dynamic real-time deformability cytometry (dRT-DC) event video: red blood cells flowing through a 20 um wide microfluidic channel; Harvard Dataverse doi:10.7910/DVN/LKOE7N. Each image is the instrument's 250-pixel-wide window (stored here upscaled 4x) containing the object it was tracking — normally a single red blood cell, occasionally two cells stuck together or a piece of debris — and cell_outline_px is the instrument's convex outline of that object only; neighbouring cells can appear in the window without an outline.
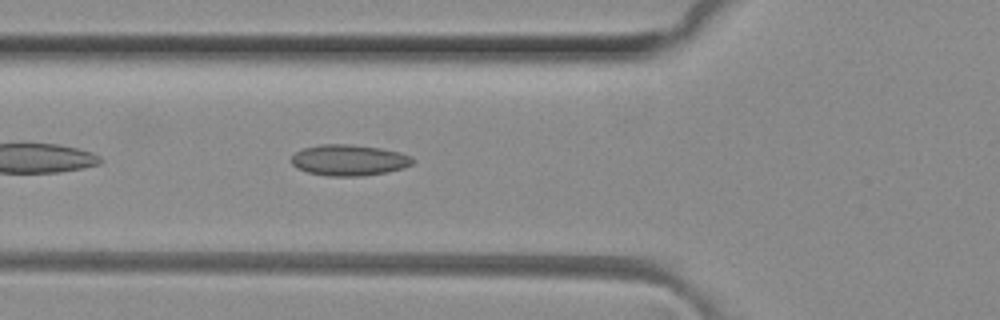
{"species": "common noctule bat (a hibernating species)", "species_latin": "Nyctalus noctula", "temperature_condition": "room temperature", "stored_images_in_passage": 37, "camera_frame_rate_fps": 3000, "um_per_image_px": 0.085, "animal": {"sex": "female", "body_mass_g": 29.2, "forearm_length_mm": 56.3}, "frame": {"image": 1, "passage_image": 5, "time_ms": 1.333, "image_size_px": [1000, 320], "cell_outline_px": [[416, 160], [412, 164], [404, 168], [388, 172], [360, 176], [328, 176], [308, 172], [296, 168], [292, 164], [292, 156], [296, 152], [304, 148], [320, 144], [348, 144], [380, 148], [400, 152], [412, 156]], "centroid_in_image_um": [29.7, 13.61], "position_along_channel_um": 96.1, "area_um2": 22.02}}
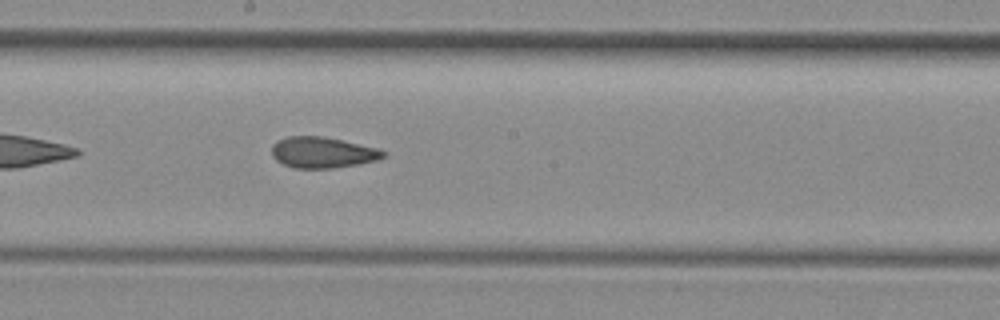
{"frame": {"image": 2, "passage_image": 14, "time_ms": 4.333, "image_size_px": [1000, 320], "cell_outline_px": [[388, 156], [376, 160], [360, 164], [332, 168], [292, 168], [276, 160], [272, 156], [272, 144], [276, 140], [288, 136], [320, 136], [380, 148], [388, 152]], "centroid_in_image_um": [27.44, 12.96], "position_along_channel_um": 220.8, "area_um2": 20.35}}
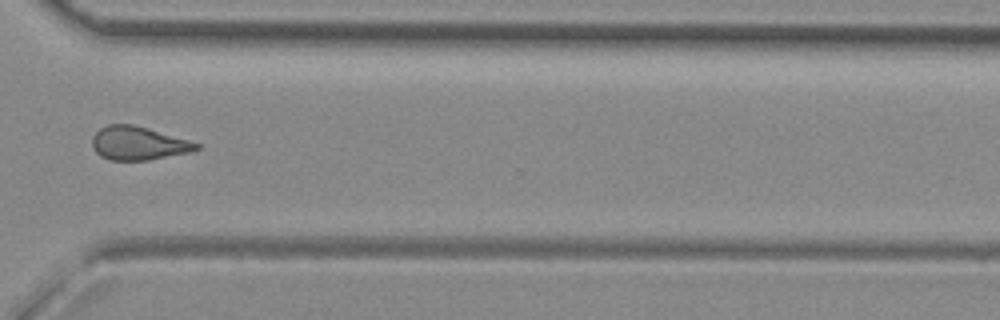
{"frame": {"image": 3, "passage_image": 24, "time_ms": 7.667, "image_size_px": [1000, 320], "cell_outline_px": [[200, 148], [192, 152], [148, 160], [108, 160], [100, 156], [92, 148], [92, 136], [100, 128], [108, 124], [132, 124], [148, 128], [188, 140], [200, 144]], "centroid_in_image_um": [11.74, 12.18], "position_along_channel_um": 358.9, "area_um2": 20.4}, "authors_computed_cell_mechanics": {"area_um2": 20.4612, "velocity_mm_per_s": 4.1472, "shape_relaxation_time_tau1_ms": null, "shape_relaxation_time_tau2_ms": 3.0252, "deformation_change_tau1": null, "deformation_change_tau2": 0.1038}}